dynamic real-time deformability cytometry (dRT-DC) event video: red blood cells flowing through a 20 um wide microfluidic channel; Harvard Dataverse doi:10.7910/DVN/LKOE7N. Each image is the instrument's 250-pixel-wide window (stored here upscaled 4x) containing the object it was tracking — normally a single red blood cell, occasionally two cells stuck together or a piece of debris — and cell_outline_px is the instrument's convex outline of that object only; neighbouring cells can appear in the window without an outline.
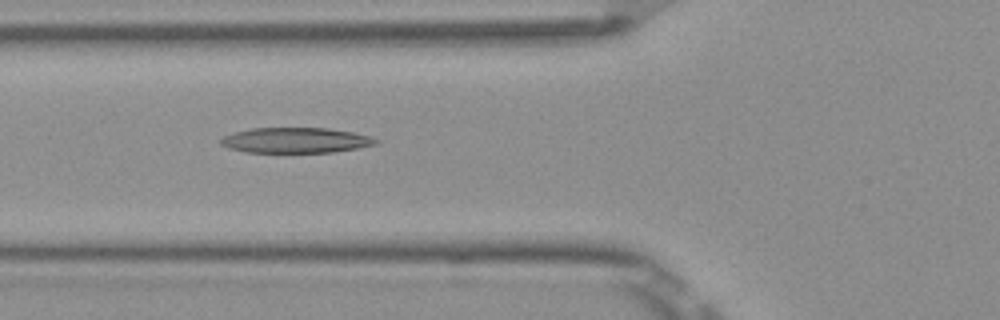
{"species": "Egyptian fruit bat (a non-hibernating species)", "species_latin": "Rousettus aegyptiacus", "temperature_condition": "room temperature", "stored_images_in_passage": 36, "camera_frame_rate_fps": 3000, "um_per_image_px": 0.085, "frame": {"image": 1, "passage_image": 3, "time_ms": 0.667, "image_size_px": [1000, 320], "cell_outline_px": [[380, 140], [376, 144], [356, 148], [332, 152], [248, 152], [228, 148], [220, 144], [220, 140], [224, 136], [236, 132], [252, 128], [328, 128], [352, 132], [368, 136]], "centroid_in_image_um": [25.12, 11.92], "position_along_channel_um": 100.7, "area_um2": 22.66}}
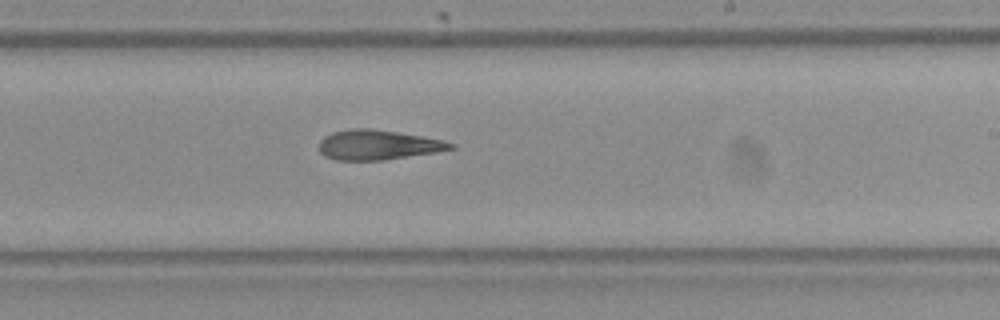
{"frame": {"image": 2, "passage_image": 15, "time_ms": 4.667, "image_size_px": [1000, 320], "cell_outline_px": [[456, 148], [436, 152], [380, 160], [336, 160], [324, 156], [320, 152], [320, 140], [324, 136], [332, 132], [352, 128], [372, 128], [420, 136], [440, 140], [456, 144]], "centroid_in_image_um": [32.09, 12.31], "position_along_channel_um": 256.9, "area_um2": 22.66}}
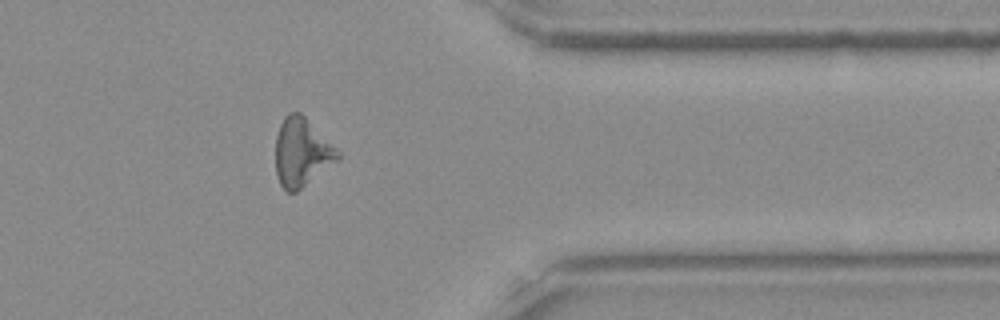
{"frame": {"image": 3, "passage_image": 26, "time_ms": 8.333, "image_size_px": [1000, 320], "cell_outline_px": [[340, 156], [336, 160], [296, 192], [288, 192], [280, 184], [276, 176], [276, 136], [280, 124], [284, 116], [288, 112], [300, 112], [340, 152]], "centroid_in_image_um": [25.6, 12.93], "position_along_channel_um": 385.8, "area_um2": 24.22}}